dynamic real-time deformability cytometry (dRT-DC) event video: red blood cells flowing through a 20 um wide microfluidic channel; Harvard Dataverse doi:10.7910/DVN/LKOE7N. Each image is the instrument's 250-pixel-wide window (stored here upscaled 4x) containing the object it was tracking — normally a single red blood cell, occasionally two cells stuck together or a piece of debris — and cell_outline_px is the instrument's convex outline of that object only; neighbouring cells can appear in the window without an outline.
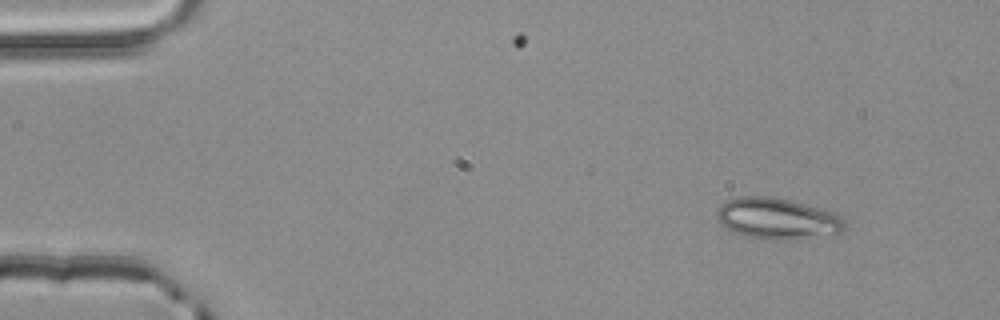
{"species": "common noctule bat (a hibernating species)", "species_latin": "Nyctalus noctula", "temperature_condition": "room temperature", "stored_images_in_passage": 3, "segment_of_instrument_passage": [1, 2], "camera_frame_rate_fps": 3000, "um_per_image_px": 0.085, "animal": {"sex": "male", "body_mass_g": 20.4}, "frame": {"image": 1, "passage_image": 1, "time_ms": 0.0, "image_size_px": [1000, 320], "cell_outline_px": [[844, 228], [840, 232], [796, 240], [764, 240], [744, 236], [732, 232], [720, 224], [716, 216], [716, 212], [728, 200], [736, 196], [768, 196], [788, 200], [836, 212], [844, 220]], "centroid_in_image_um": [66.04, 18.6], "position_along_channel_um": 19.0, "area_um2": 30.81}}